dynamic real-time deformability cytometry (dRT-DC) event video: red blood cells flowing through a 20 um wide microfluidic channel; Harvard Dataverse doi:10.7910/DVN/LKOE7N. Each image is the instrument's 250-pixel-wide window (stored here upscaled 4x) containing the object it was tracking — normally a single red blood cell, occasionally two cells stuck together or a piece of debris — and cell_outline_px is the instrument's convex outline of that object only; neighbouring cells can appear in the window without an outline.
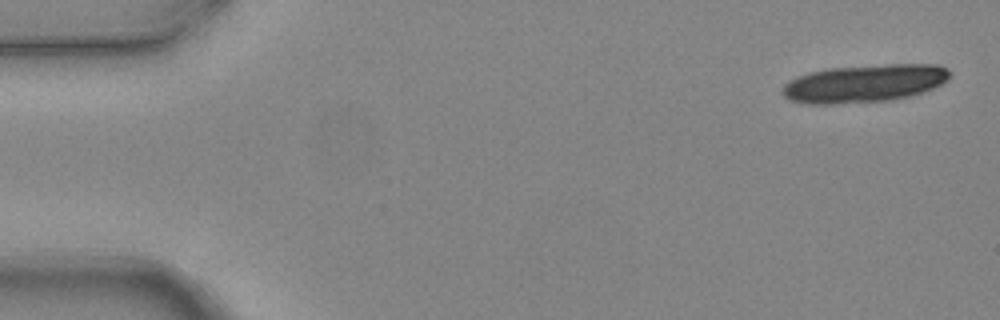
{"species": "common noctule bat (a hibernating species)", "species_latin": "Nyctalus noctula", "temperature_condition": "warm", "stored_images_in_passage": 5, "camera_frame_rate_fps": 3000, "um_per_image_px": 0.085, "animal": {"sex": "female", "body_mass_g": 24.6, "forearm_length_mm": 56.2}, "frame": {"image": 1, "passage_image": 1, "time_ms": 0.0, "image_size_px": [1000, 320], "cell_outline_px": [[948, 80], [944, 84], [924, 92], [912, 96], [892, 100], [832, 104], [804, 104], [788, 100], [780, 92], [784, 84], [800, 76], [812, 72], [828, 68], [888, 64], [940, 64], [948, 68]], "centroid_in_image_um": [73.5, 7.1], "position_along_channel_um": 11.5, "area_um2": 37.22}}